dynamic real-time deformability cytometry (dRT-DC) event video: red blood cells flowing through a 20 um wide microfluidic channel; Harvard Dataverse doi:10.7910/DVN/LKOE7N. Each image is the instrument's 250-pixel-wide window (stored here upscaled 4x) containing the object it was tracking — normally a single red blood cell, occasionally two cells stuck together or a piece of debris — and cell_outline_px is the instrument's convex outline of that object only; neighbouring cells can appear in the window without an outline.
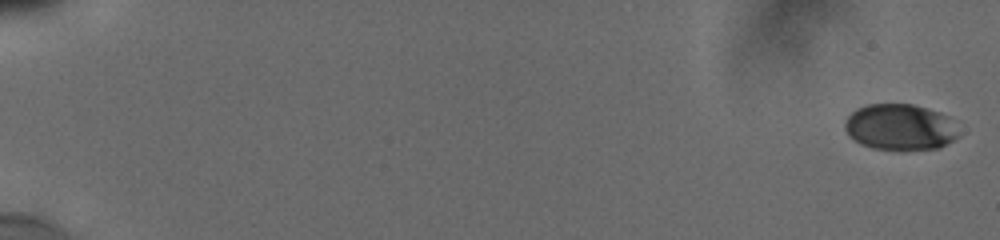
{"species": "human", "species_latin": "Homo sapiens", "temperature_condition": "cold", "stored_images_in_passage": 21, "camera_frame_rate_fps": 3000, "um_per_image_px": 0.085, "donor": {"sex": "male"}, "frame": {"image": 1, "passage_image": 1, "time_ms": 0.0, "image_size_px": [1000, 240], "cell_outline_px": [[960, 136], [940, 148], [900, 152], [872, 148], [860, 144], [844, 128], [844, 120], [856, 108], [864, 104], [912, 104], [936, 112], [944, 116]], "centroid_in_image_um": [76.44, 10.84], "position_along_channel_um": 8.6, "area_um2": 30.63}}
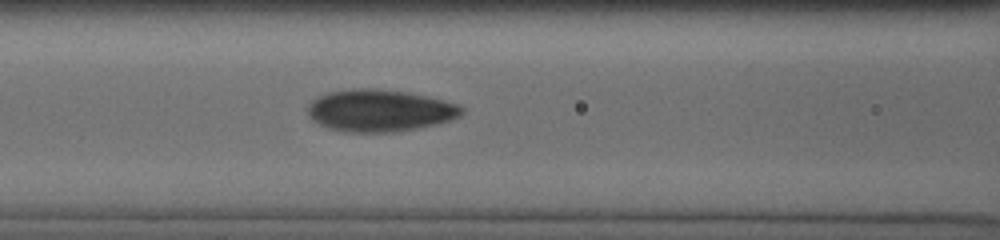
{"frame": {"image": 2, "passage_image": 14, "time_ms": 8.667, "image_size_px": [1000, 240], "cell_outline_px": [[464, 112], [460, 116], [452, 120], [436, 124], [396, 132], [344, 132], [328, 128], [312, 120], [308, 116], [308, 104], [316, 96], [328, 92], [352, 88], [372, 88], [404, 92], [428, 96], [460, 104], [464, 108]], "centroid_in_image_um": [32.27, 9.39], "position_along_channel_um": 134.3, "area_um2": 38.03}}
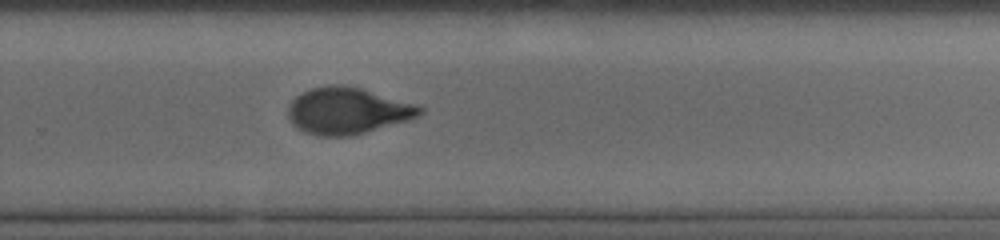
{"frame": {"image": 3, "passage_image": 21, "time_ms": 13.0, "image_size_px": [1000, 240], "cell_outline_px": [[424, 112], [408, 120], [364, 132], [348, 136], [320, 136], [304, 132], [296, 128], [292, 124], [288, 116], [288, 104], [296, 96], [312, 88], [328, 84], [344, 84], [360, 88], [416, 104], [424, 108]], "centroid_in_image_um": [29.5, 9.41], "position_along_channel_um": 300.3, "area_um2": 35.6}}